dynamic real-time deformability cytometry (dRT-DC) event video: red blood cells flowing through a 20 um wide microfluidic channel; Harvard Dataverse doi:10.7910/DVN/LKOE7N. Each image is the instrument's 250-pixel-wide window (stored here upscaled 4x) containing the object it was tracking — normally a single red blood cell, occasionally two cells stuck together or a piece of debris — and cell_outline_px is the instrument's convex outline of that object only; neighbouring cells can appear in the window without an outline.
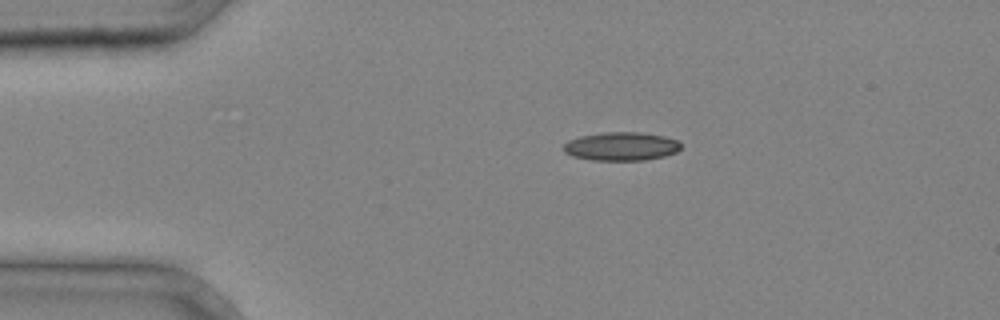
{"species": "common noctule bat (a hibernating species)", "species_latin": "Nyctalus noctula", "temperature_condition": "cold", "stored_images_in_passage": 2, "camera_frame_rate_fps": 3000, "um_per_image_px": 0.085, "animal": {"sex": "male", "body_mass_g": 20.4}, "frame": {"image": 1, "passage_image": 1, "time_ms": 0.0, "image_size_px": [1000, 320], "cell_outline_px": [[680, 148], [676, 152], [664, 156], [644, 160], [592, 160], [572, 156], [564, 152], [564, 144], [568, 140], [580, 136], [604, 132], [640, 132], [664, 136], [680, 140]], "centroid_in_image_um": [52.81, 12.43], "position_along_channel_um": 32.2, "area_um2": 19.54}}